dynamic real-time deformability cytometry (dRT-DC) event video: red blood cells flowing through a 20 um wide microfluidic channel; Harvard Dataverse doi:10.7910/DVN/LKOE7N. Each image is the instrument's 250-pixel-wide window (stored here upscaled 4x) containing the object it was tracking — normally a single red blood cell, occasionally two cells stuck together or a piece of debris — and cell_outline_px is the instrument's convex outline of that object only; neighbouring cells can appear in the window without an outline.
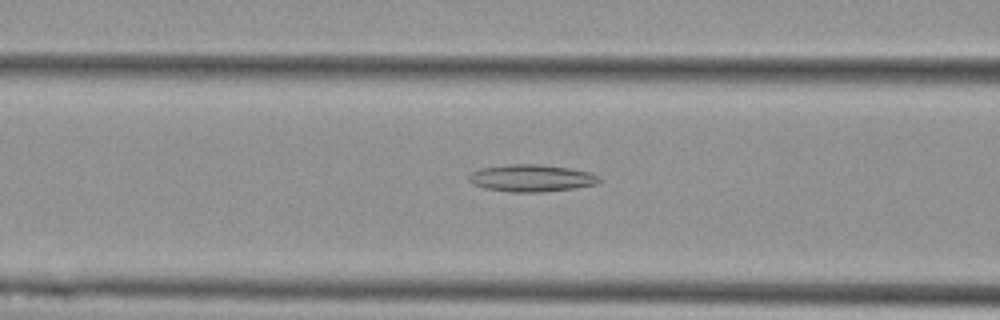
{"species": "Egyptian fruit bat (a non-hibernating species)", "species_latin": "Rousettus aegyptiacus", "temperature_condition": "cold", "stored_images_in_passage": 26, "camera_frame_rate_fps": 3000, "um_per_image_px": 0.085, "animal": {"sex": "female"}, "frame": {"image": 1, "passage_image": 12, "time_ms": 3.667, "image_size_px": [1000, 320], "cell_outline_px": [[600, 180], [596, 184], [576, 188], [540, 192], [508, 192], [488, 188], [472, 184], [468, 180], [468, 176], [472, 172], [480, 168], [508, 164], [540, 164], [568, 168], [592, 172], [600, 176]], "centroid_in_image_um": [45.18, 15.13], "position_along_channel_um": 121.4, "area_um2": 20.69}}
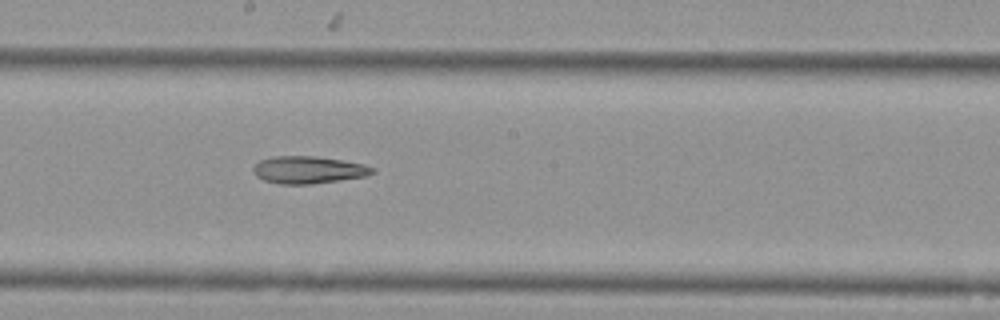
{"frame": {"image": 2, "passage_image": 20, "time_ms": 6.333, "image_size_px": [1000, 320], "cell_outline_px": [[376, 172], [368, 176], [312, 184], [280, 184], [264, 180], [256, 176], [252, 168], [260, 160], [272, 156], [316, 156], [344, 160], [364, 164], [376, 168]], "centroid_in_image_um": [26.26, 14.43], "position_along_channel_um": 221.9, "area_um2": 19.19}}
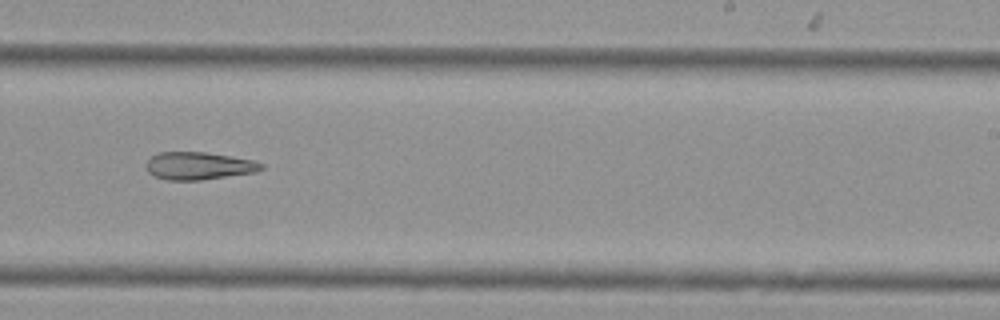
{"frame": {"image": 3, "passage_image": 24, "time_ms": 7.667, "image_size_px": [1000, 320], "cell_outline_px": [[264, 168], [256, 172], [200, 180], [168, 180], [156, 176], [148, 172], [148, 160], [152, 156], [160, 152], [204, 152], [252, 160], [264, 164]], "centroid_in_image_um": [16.92, 14.1], "position_along_channel_um": 272.1, "area_um2": 18.21}}